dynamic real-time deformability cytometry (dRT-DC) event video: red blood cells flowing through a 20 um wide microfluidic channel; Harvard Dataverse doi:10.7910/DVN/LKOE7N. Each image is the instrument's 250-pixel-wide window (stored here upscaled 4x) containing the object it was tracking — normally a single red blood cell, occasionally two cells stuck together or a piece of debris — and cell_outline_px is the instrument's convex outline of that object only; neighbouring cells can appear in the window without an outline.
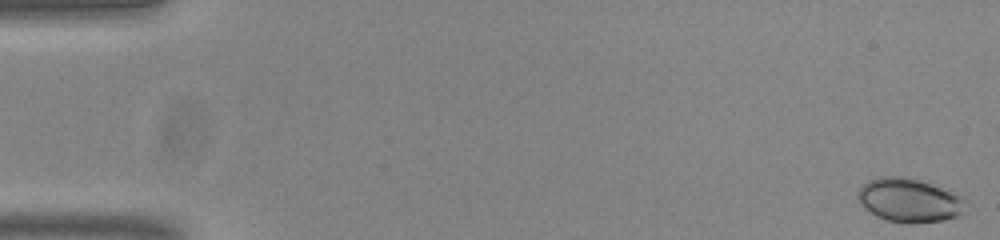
{"species": "common noctule bat (a hibernating species)", "species_latin": "Nyctalus noctula", "temperature_condition": "room temperature", "stored_images_in_passage": 53, "camera_frame_rate_fps": 3000, "um_per_image_px": 0.085, "animal": {"sex": "male", "body_mass_g": 20.0, "forearm_length_mm": 53.3}, "frame": {"image": 1, "passage_image": 1, "time_ms": 0.0, "image_size_px": [1000, 240], "cell_outline_px": [[968, 200], [960, 216], [944, 220], [912, 224], [888, 220], [876, 216], [864, 208], [860, 204], [856, 196], [856, 192], [868, 180], [876, 176], [912, 176], [964, 196]], "centroid_in_image_um": [77.3, 17.0], "position_along_channel_um": 7.7, "area_um2": 28.26}}
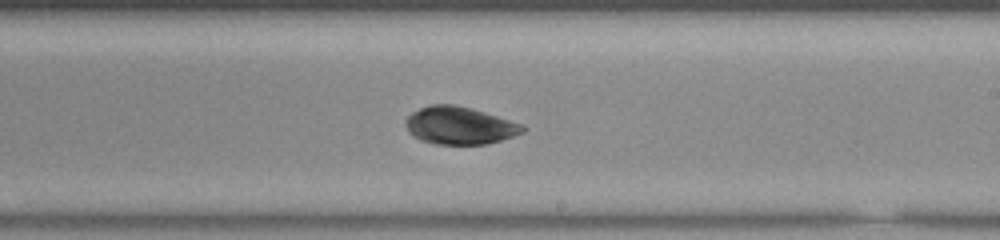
{"frame": {"image": 2, "passage_image": 32, "time_ms": 10.333, "image_size_px": [1000, 240], "cell_outline_px": [[528, 128], [524, 132], [488, 144], [436, 144], [420, 140], [412, 136], [408, 132], [404, 124], [408, 116], [412, 112], [420, 108], [432, 104], [452, 104], [484, 112], [524, 124]], "centroid_in_image_um": [39.06, 10.68], "position_along_channel_um": 249.9, "area_um2": 25.66}}
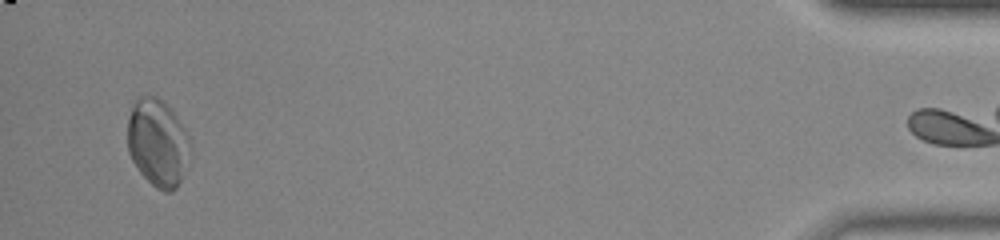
{"frame": {"image": 3, "passage_image": 52, "time_ms": 17.0, "image_size_px": [1000, 240], "cell_outline_px": [[192, 152], [188, 164], [176, 188], [172, 192], [164, 192], [156, 188], [140, 172], [132, 160], [128, 152], [128, 116], [132, 104], [140, 96], [156, 96], [176, 116], [184, 128], [188, 136], [192, 148]], "centroid_in_image_um": [13.42, 12.16], "position_along_channel_um": 421.8, "area_um2": 31.96}}